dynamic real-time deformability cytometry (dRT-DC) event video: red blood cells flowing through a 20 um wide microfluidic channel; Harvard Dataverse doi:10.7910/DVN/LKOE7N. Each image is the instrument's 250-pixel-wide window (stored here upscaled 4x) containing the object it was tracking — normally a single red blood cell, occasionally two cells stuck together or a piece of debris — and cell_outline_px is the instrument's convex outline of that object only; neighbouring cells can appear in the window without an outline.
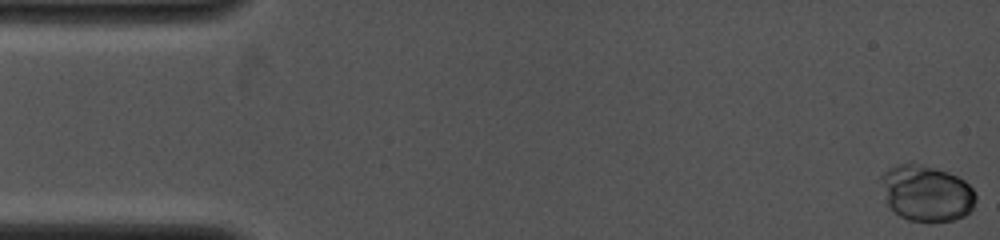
{"species": "common noctule bat (a hibernating species)", "species_latin": "Nyctalus noctula", "temperature_condition": "cold", "stored_images_in_passage": 19, "camera_frame_rate_fps": 4000, "um_per_image_px": 0.085, "animal": {"sex": "female", "body_mass_g": 19.0, "forearm_length_mm": 53.3}, "frame": {"image": 1, "passage_image": 1, "time_ms": 0.0, "image_size_px": [1000, 240], "cell_outline_px": [[976, 200], [972, 208], [964, 216], [952, 220], [908, 220], [900, 216], [888, 204], [880, 176], [888, 168], [900, 164], [912, 164], [936, 168], [948, 172], [964, 180], [976, 192]], "centroid_in_image_um": [78.78, 16.41], "position_along_channel_um": 6.2, "area_um2": 30.23}}